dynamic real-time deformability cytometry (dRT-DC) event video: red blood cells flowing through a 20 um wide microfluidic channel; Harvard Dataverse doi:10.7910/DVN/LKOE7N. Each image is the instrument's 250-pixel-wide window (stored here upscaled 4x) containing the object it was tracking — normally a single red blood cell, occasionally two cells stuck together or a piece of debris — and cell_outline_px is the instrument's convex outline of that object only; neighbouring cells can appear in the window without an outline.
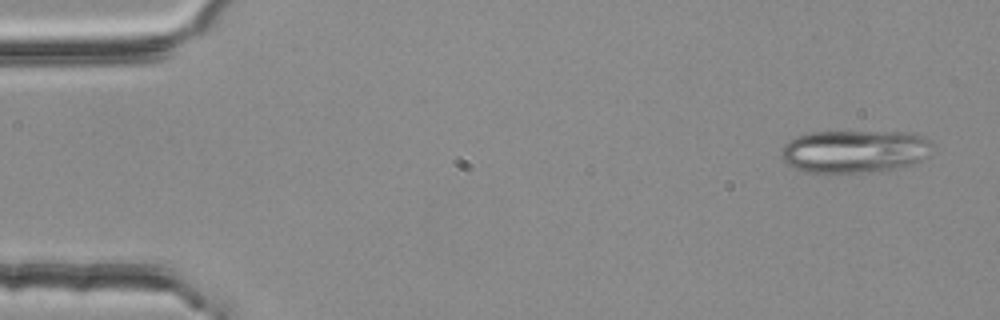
{"species": "common noctule bat (a hibernating species)", "species_latin": "Nyctalus noctula", "temperature_condition": "room temperature", "stored_images_in_passage": 3, "camera_frame_rate_fps": 3000, "um_per_image_px": 0.085, "animal": {"sex": "female", "body_mass_g": 25.1}, "frame": {"image": 1, "passage_image": 1, "time_ms": 0.0, "image_size_px": [1000, 320], "cell_outline_px": [[932, 144], [928, 156], [920, 160], [896, 168], [864, 172], [804, 172], [792, 168], [780, 156], [780, 152], [784, 144], [788, 140], [796, 136], [812, 132], [900, 132], [916, 136], [928, 140]], "centroid_in_image_um": [72.54, 12.86], "position_along_channel_um": 12.5, "area_um2": 37.22}}